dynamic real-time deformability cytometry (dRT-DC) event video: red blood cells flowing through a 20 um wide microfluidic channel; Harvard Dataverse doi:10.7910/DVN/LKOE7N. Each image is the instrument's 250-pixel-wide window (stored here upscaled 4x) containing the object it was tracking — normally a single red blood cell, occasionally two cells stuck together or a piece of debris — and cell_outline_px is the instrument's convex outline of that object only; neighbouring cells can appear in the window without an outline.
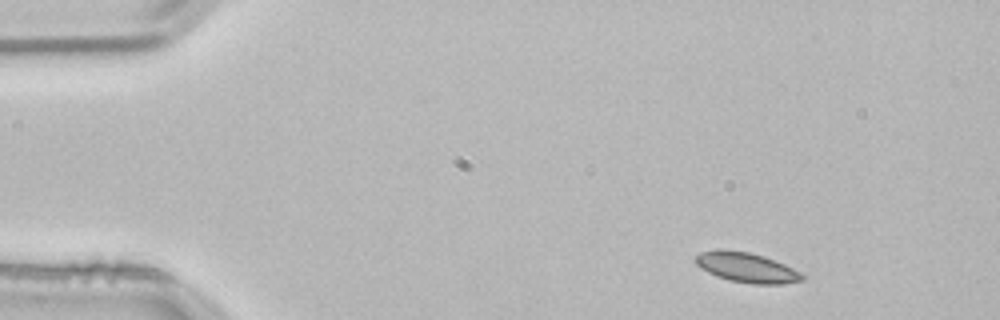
{"species": "common noctule bat (a hibernating species)", "species_latin": "Nyctalus noctula", "temperature_condition": "room temperature", "stored_images_in_passage": 3, "camera_frame_rate_fps": 3000, "um_per_image_px": 0.085, "animal": {"sex": "male", "body_mass_g": 21.5, "forearm_length_mm": 52.0}, "frame": {"image": 1, "passage_image": 1, "time_ms": 0.0, "image_size_px": [1000, 320], "cell_outline_px": [[804, 280], [784, 284], [752, 284], [728, 280], [716, 276], [700, 268], [696, 264], [696, 256], [700, 252], [716, 248], [720, 248], [748, 252], [764, 256], [784, 264], [800, 272], [804, 276]], "centroid_in_image_um": [63.44, 22.73], "position_along_channel_um": 21.6, "area_um2": 18.73}}